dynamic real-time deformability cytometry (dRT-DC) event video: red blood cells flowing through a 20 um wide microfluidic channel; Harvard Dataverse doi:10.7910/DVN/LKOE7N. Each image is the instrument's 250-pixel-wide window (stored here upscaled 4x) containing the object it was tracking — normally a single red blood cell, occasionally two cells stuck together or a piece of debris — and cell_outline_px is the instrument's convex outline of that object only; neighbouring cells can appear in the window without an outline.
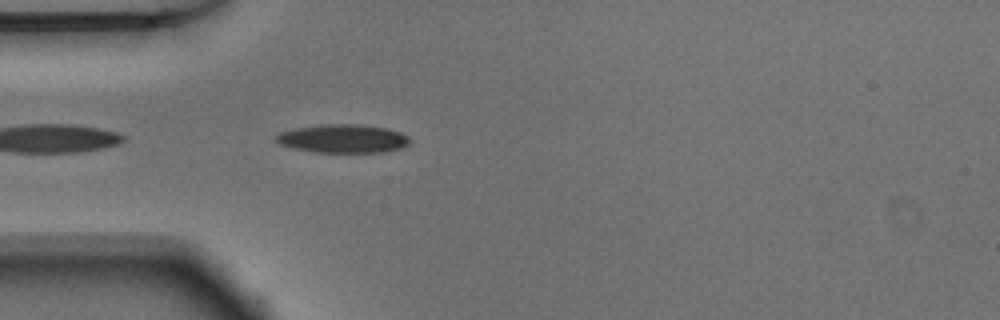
{"species": "Egyptian fruit bat (a non-hibernating species)", "species_latin": "Rousettus aegyptiacus", "temperature_condition": "warm", "stored_images_in_passage": 10, "camera_frame_rate_fps": 3000, "um_per_image_px": 0.085, "animal": {"sex": "male"}, "frame": {"image": 1, "passage_image": 2, "time_ms": 0.333, "image_size_px": [1000, 320], "cell_outline_px": [[412, 140], [408, 144], [400, 148], [384, 152], [316, 152], [296, 148], [280, 144], [276, 140], [276, 136], [280, 132], [296, 128], [324, 124], [356, 124], [384, 128], [400, 132], [408, 136]], "centroid_in_image_um": [29.18, 11.78], "position_along_channel_um": 55.8, "area_um2": 21.91}}
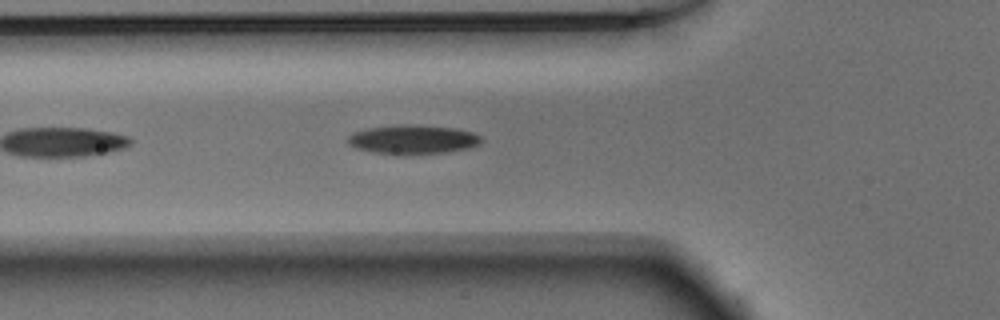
{"frame": {"image": 2, "passage_image": 5, "time_ms": 1.333, "image_size_px": [1000, 320], "cell_outline_px": [[484, 140], [480, 144], [468, 148], [444, 152], [408, 156], [400, 156], [372, 152], [356, 148], [348, 144], [348, 136], [352, 132], [364, 128], [396, 124], [412, 124], [456, 128], [472, 132], [480, 136]], "centroid_in_image_um": [35.06, 11.86], "position_along_channel_um": 90.7, "area_um2": 23.35}}